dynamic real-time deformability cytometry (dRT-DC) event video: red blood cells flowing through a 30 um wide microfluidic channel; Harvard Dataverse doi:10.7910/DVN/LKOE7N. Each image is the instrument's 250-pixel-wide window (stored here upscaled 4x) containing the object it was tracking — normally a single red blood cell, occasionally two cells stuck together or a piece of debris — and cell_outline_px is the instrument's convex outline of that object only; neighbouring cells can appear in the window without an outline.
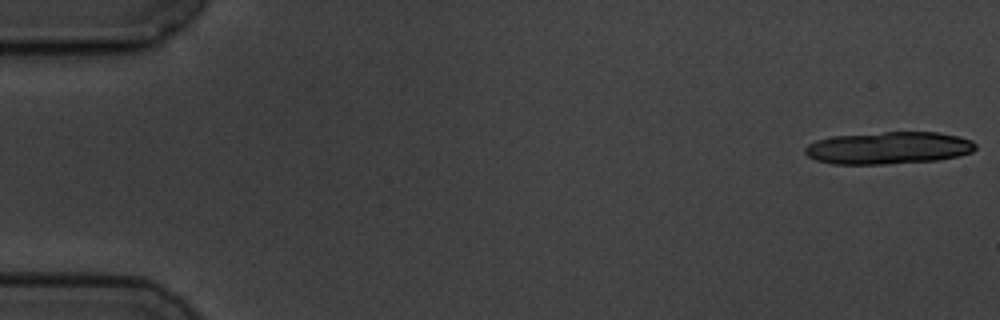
{"species": "common noctule bat (a hibernating species)", "species_latin": "Nyctalus noctula", "temperature_condition": "cold", "stored_images_in_passage": 8, "camera_frame_rate_fps": 3000, "um_per_image_px": 0.085, "animal": {"sex": "male", "body_mass_g": 19.5, "forearm_length_mm": 54.6}, "frame": {"image": 1, "passage_image": 1, "time_ms": 0.0, "image_size_px": [1000, 320], "cell_outline_px": [[976, 148], [972, 152], [956, 156], [936, 160], [884, 164], [832, 164], [816, 160], [808, 156], [804, 152], [804, 148], [808, 144], [816, 140], [832, 136], [884, 132], [940, 132], [972, 140], [976, 144]], "centroid_in_image_um": [75.5, 12.57], "position_along_channel_um": 9.5, "area_um2": 32.08}}
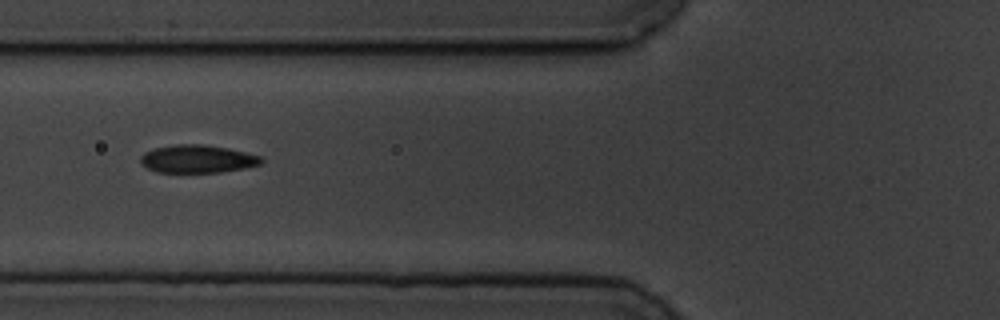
{"frame": {"image": 2, "passage_image": 7, "time_ms": 7.0, "image_size_px": [1000, 320], "cell_outline_px": [[264, 160], [260, 164], [244, 168], [220, 172], [156, 172], [140, 164], [140, 156], [144, 152], [152, 148], [176, 144], [204, 144], [228, 148], [260, 156]], "centroid_in_image_um": [16.74, 13.5], "position_along_channel_um": 109.1, "area_um2": 19.71}}
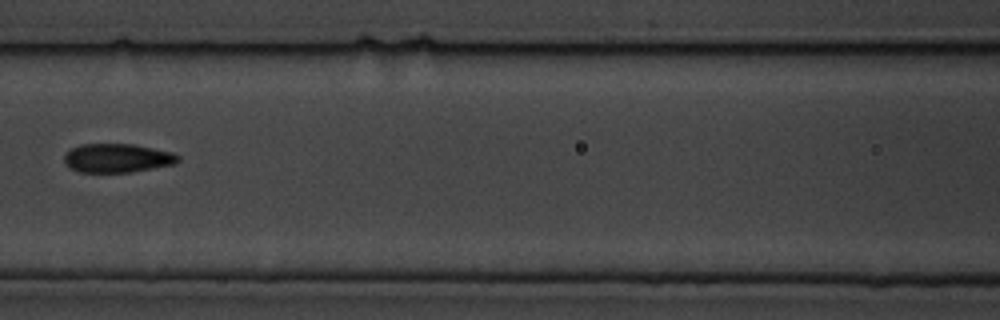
{"frame": {"image": 3, "passage_image": 8, "time_ms": 8.333, "image_size_px": [1000, 320], "cell_outline_px": [[180, 160], [176, 164], [132, 172], [80, 172], [68, 168], [64, 164], [64, 156], [72, 148], [80, 144], [132, 144], [172, 152], [180, 156]], "centroid_in_image_um": [9.97, 13.44], "position_along_channel_um": 156.6, "area_um2": 19.25}}